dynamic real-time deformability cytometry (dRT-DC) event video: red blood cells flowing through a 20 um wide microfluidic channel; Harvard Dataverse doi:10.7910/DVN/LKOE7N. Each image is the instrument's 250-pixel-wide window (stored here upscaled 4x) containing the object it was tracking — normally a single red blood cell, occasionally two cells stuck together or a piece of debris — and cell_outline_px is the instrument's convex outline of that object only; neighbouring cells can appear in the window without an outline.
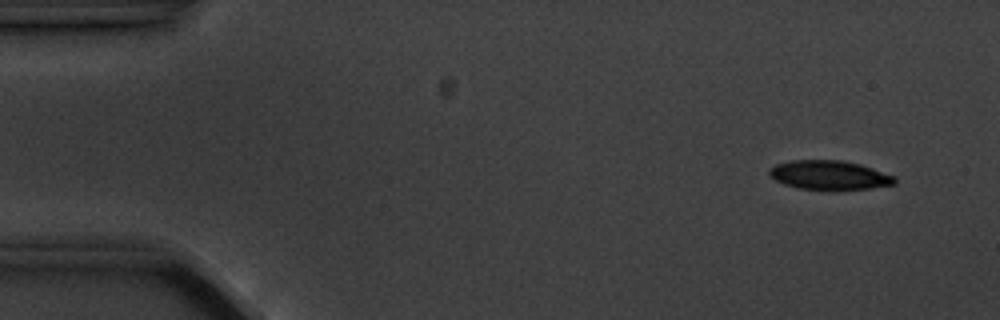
{"species": "common noctule bat (a hibernating species)", "species_latin": "Nyctalus noctula", "temperature_condition": "cold", "stored_images_in_passage": 15, "camera_frame_rate_fps": 3000, "um_per_image_px": 0.085, "animal": {"sex": "male", "body_mass_g": 20.1, "forearm_length_mm": 53.5}, "frame": {"image": 1, "passage_image": 2, "time_ms": 1.0, "image_size_px": [1000, 320], "cell_outline_px": [[896, 184], [872, 188], [828, 192], [796, 188], [784, 184], [768, 176], [768, 168], [776, 164], [792, 160], [844, 160], [860, 164], [896, 176]], "centroid_in_image_um": [70.49, 14.92], "position_along_channel_um": 14.5, "area_um2": 22.14}}
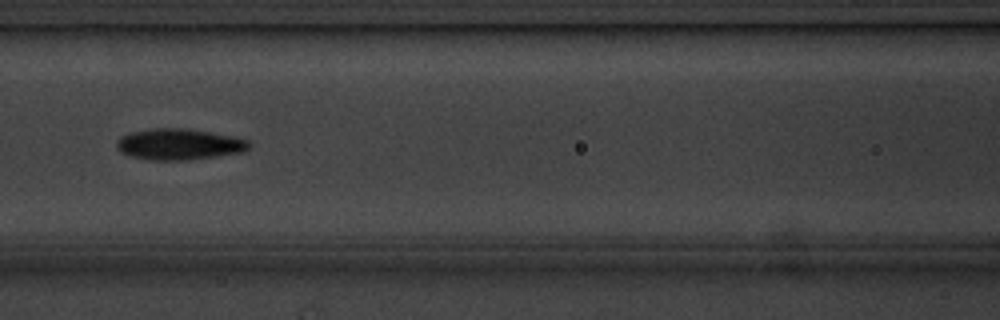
{"frame": {"image": 2, "passage_image": 7, "time_ms": 7.667, "image_size_px": [1000, 320], "cell_outline_px": [[248, 148], [244, 152], [188, 160], [152, 160], [132, 156], [120, 152], [116, 148], [116, 144], [120, 136], [132, 132], [156, 128], [184, 128], [236, 136], [248, 140]], "centroid_in_image_um": [15.22, 12.26], "position_along_channel_um": 151.4, "area_um2": 23.93}}
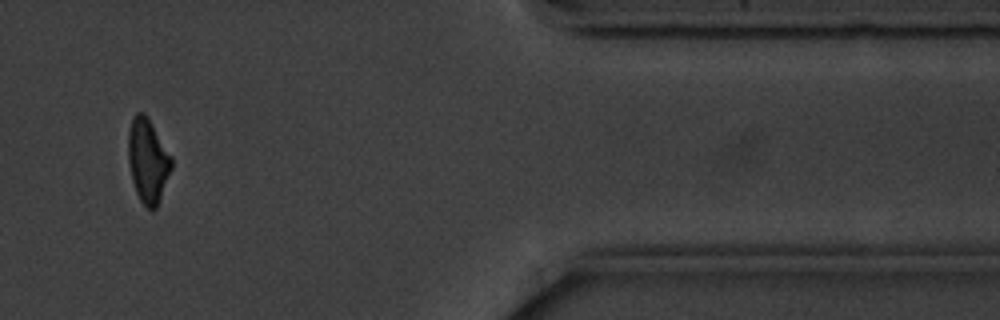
{"frame": {"image": 3, "passage_image": 13, "time_ms": 15.667, "image_size_px": [1000, 320], "cell_outline_px": [[172, 168], [156, 208], [148, 208], [140, 200], [136, 192], [132, 180], [128, 160], [128, 132], [132, 116], [136, 112], [144, 112], [148, 116], [172, 156]], "centroid_in_image_um": [12.56, 13.59], "position_along_channel_um": 398.8, "area_um2": 21.27}, "authors_computed_cell_mechanics": {"area_um2": 22.1374, "velocity_mm_per_s": 3.5458, "shape_relaxation_time_tau1_ms": 2.0764, "shape_relaxation_time_tau2_ms": null, "deformation_change_tau1": 0.0987, "deformation_change_tau2": null}}